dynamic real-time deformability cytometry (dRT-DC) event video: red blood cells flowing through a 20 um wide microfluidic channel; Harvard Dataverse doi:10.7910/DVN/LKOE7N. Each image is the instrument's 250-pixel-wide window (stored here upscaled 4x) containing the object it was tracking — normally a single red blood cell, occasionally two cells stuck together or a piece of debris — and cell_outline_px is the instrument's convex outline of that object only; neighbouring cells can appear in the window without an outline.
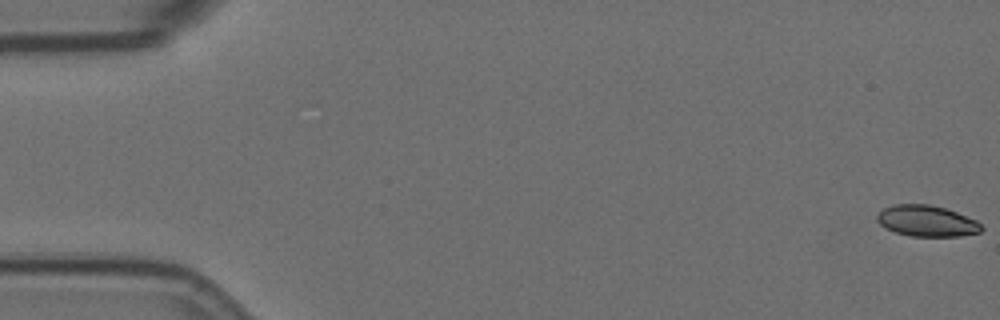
{"species": "Egyptian fruit bat (a non-hibernating species)", "species_latin": "Rousettus aegyptiacus", "temperature_condition": "room temperature", "stored_images_in_passage": 59, "camera_frame_rate_fps": 3000, "um_per_image_px": 0.085, "animal": {"sex": "female"}, "frame": {"image": 1, "passage_image": 1, "time_ms": 0.0, "image_size_px": [1000, 320], "cell_outline_px": [[984, 228], [980, 232], [960, 236], [912, 236], [896, 232], [880, 224], [876, 220], [876, 216], [884, 208], [892, 204], [928, 204], [944, 208], [956, 212], [976, 220]], "centroid_in_image_um": [78.78, 18.78], "position_along_channel_um": 6.2, "area_um2": 18.73}}
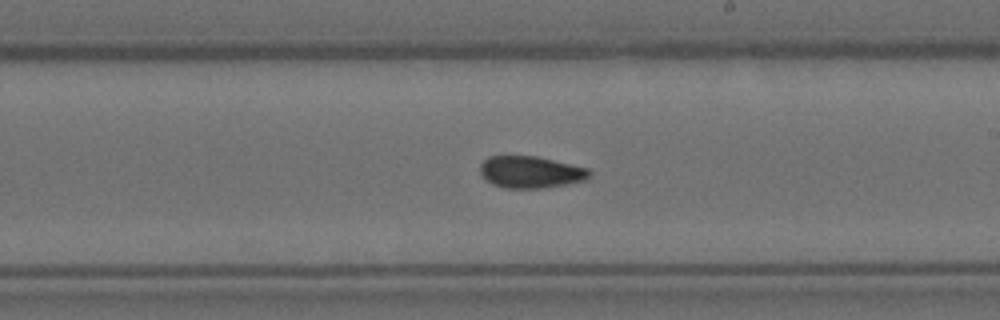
{"frame": {"image": 2, "passage_image": 34, "time_ms": 11.0, "image_size_px": [1000, 320], "cell_outline_px": [[592, 176], [584, 180], [544, 188], [508, 188], [492, 184], [480, 172], [480, 164], [488, 156], [536, 156], [588, 168], [592, 172]], "centroid_in_image_um": [45.12, 14.62], "position_along_channel_um": 243.9, "area_um2": 20.17}}
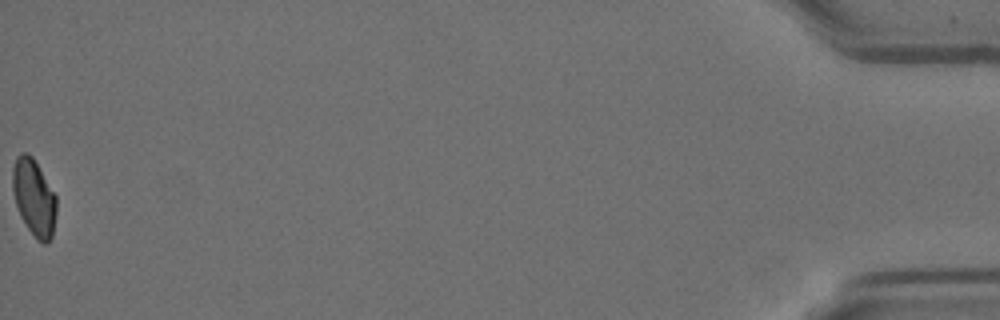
{"frame": {"image": 3, "passage_image": 59, "time_ms": 19.333, "image_size_px": [1000, 320], "cell_outline_px": [[56, 212], [52, 236], [48, 244], [44, 244], [36, 240], [20, 216], [16, 204], [12, 188], [12, 168], [16, 156], [20, 152], [24, 152], [32, 156], [56, 196]], "centroid_in_image_um": [2.87, 16.8], "position_along_channel_um": 432.3, "area_um2": 19.59}, "authors_computed_cell_mechanics": {"area_um2": 20.2878, "velocity_mm_per_s": 3.5013, "shape_relaxation_time_tau1_ms": null, "shape_relaxation_time_tau2_ms": 2.7629, "deformation_change_tau1": null, "deformation_change_tau2": 0.0585}}